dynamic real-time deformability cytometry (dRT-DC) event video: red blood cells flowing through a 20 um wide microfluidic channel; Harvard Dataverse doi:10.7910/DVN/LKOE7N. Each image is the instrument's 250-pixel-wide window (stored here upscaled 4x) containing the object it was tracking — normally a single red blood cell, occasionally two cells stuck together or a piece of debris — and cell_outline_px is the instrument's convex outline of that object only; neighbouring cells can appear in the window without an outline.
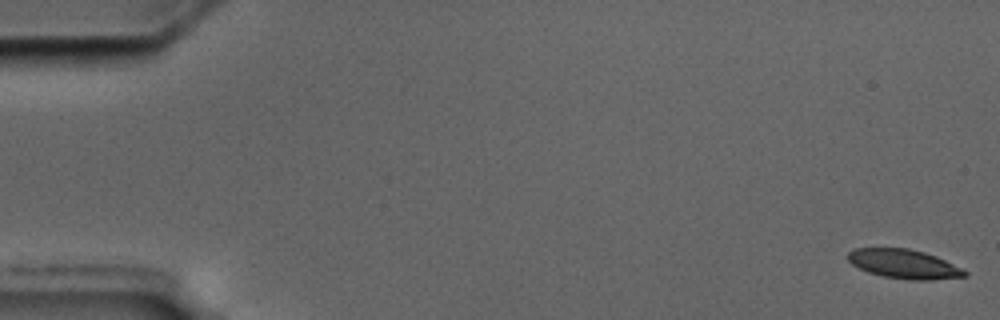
{"species": "common noctule bat (a hibernating species)", "species_latin": "Nyctalus noctula", "temperature_condition": "cold", "stored_images_in_passage": 57, "camera_frame_rate_fps": 3000, "um_per_image_px": 0.085, "animal": {"sex": "male", "body_mass_g": 17.5, "forearm_length_mm": 52.3}, "frame": {"image": 1, "passage_image": 1, "time_ms": 0.0, "image_size_px": [1000, 320], "cell_outline_px": [[968, 276], [932, 280], [912, 280], [884, 276], [868, 272], [852, 264], [848, 260], [848, 252], [852, 248], [908, 248], [924, 252], [936, 256], [964, 268], [968, 272]], "centroid_in_image_um": [76.88, 22.43], "position_along_channel_um": 8.1, "area_um2": 19.94}}
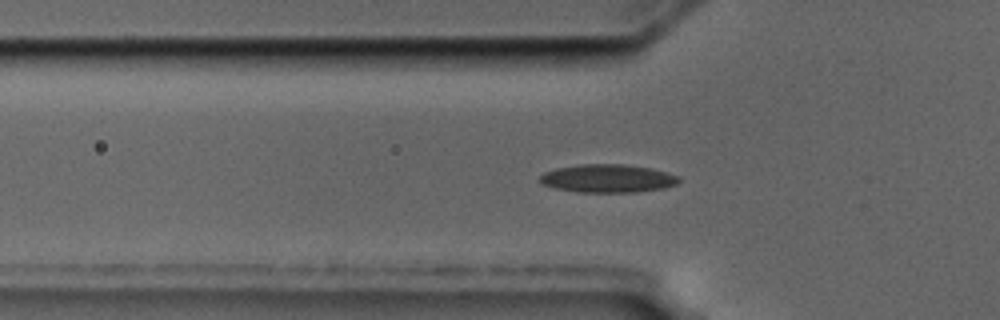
{"frame": {"image": 2, "passage_image": 19, "time_ms": 6.0, "image_size_px": [1000, 320], "cell_outline_px": [[680, 180], [676, 184], [664, 188], [636, 192], [576, 192], [556, 188], [540, 184], [540, 176], [544, 172], [556, 168], [580, 164], [624, 164], [652, 168], [668, 172], [680, 176]], "centroid_in_image_um": [51.67, 15.16], "position_along_channel_um": 74.1, "area_um2": 23.0}}
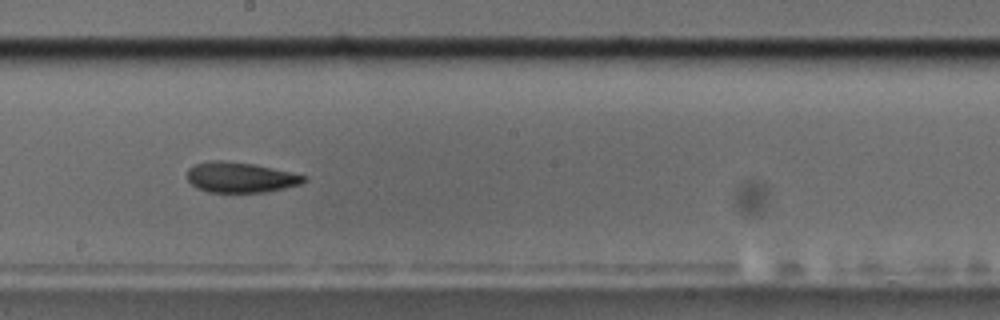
{"frame": {"image": 3, "passage_image": 32, "time_ms": 10.333, "image_size_px": [1000, 320], "cell_outline_px": [[308, 180], [300, 184], [268, 192], [208, 192], [196, 188], [188, 180], [188, 168], [192, 164], [208, 160], [224, 160], [252, 164], [308, 176]], "centroid_in_image_um": [20.41, 15.07], "position_along_channel_um": 227.8, "area_um2": 20.75}, "authors_computed_cell_mechanics": {"area_um2": 21.2704, "velocity_mm_per_s": 3.5493, "shape_relaxation_time_tau1_ms": null, "shape_relaxation_time_tau2_ms": 7.776, "deformation_change_tau1": null, "deformation_change_tau2": 0.1578}}